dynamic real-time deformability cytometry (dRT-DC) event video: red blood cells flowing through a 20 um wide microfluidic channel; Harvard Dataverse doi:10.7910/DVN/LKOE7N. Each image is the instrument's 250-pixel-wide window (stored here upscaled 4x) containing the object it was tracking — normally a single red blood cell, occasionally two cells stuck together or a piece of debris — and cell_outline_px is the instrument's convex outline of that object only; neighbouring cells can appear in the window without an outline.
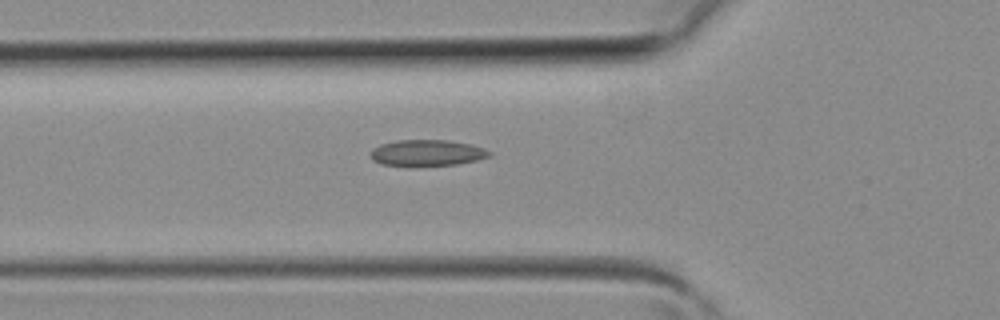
{"species": "common noctule bat (a hibernating species)", "species_latin": "Nyctalus noctula", "temperature_condition": "room temperature", "stored_images_in_passage": 32, "segment_of_instrument_passage": [1, 2], "camera_frame_rate_fps": 3000, "um_per_image_px": 0.085, "animal": {"sex": "female", "body_mass_g": 19.3, "forearm_length_mm": 54.1}, "frame": {"image": 1, "passage_image": 5, "time_ms": 1.333, "image_size_px": [1000, 320], "cell_outline_px": [[492, 156], [476, 160], [456, 164], [408, 168], [380, 164], [372, 160], [368, 156], [368, 152], [372, 148], [380, 144], [396, 140], [448, 140], [468, 144], [484, 148], [492, 152]], "centroid_in_image_um": [36.2, 13.03], "position_along_channel_um": 89.6, "area_um2": 18.9}}
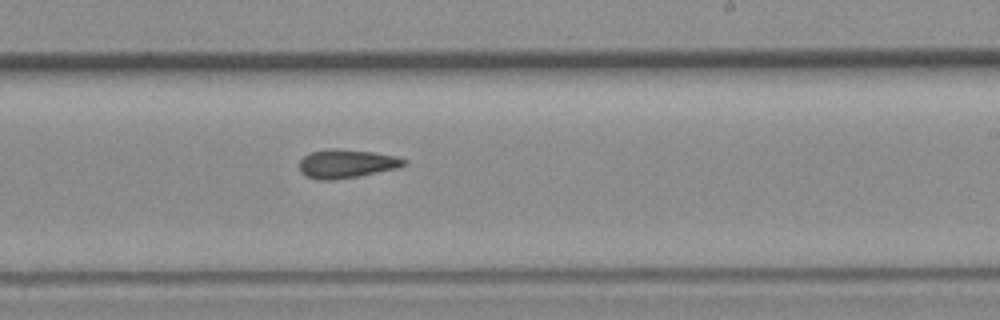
{"frame": {"image": 2, "passage_image": 15, "time_ms": 4.667, "image_size_px": [1000, 320], "cell_outline_px": [[408, 164], [400, 168], [356, 176], [332, 180], [320, 180], [304, 176], [300, 172], [300, 160], [304, 156], [312, 152], [328, 148], [340, 148], [372, 152], [396, 156], [408, 160]], "centroid_in_image_um": [29.47, 13.91], "position_along_channel_um": 259.5, "area_um2": 17.63}}
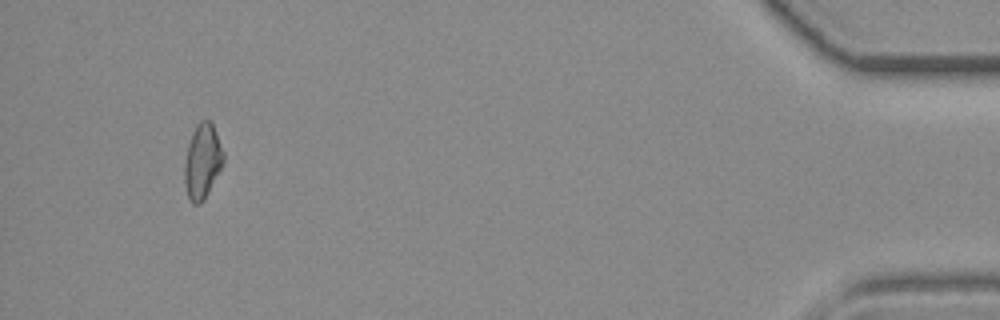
{"frame": {"image": 3, "passage_image": 29, "time_ms": 9.333, "image_size_px": [1000, 320], "cell_outline_px": [[224, 160], [204, 200], [200, 204], [192, 204], [188, 196], [184, 184], [184, 160], [188, 144], [192, 132], [196, 124], [200, 120], [212, 120], [224, 152]], "centroid_in_image_um": [17.19, 13.67], "position_along_channel_um": 418.0, "area_um2": 17.11}}